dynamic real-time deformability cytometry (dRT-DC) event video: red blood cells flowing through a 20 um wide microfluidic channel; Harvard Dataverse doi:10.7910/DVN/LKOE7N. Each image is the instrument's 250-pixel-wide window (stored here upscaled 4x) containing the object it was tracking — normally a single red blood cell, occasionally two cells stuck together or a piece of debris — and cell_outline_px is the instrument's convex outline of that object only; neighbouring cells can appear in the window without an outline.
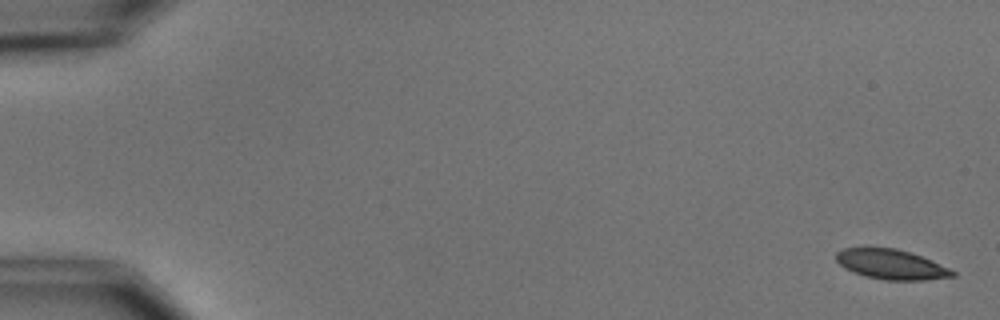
{"species": "common noctule bat (a hibernating species)", "species_latin": "Nyctalus noctula", "temperature_condition": "cold", "stored_images_in_passage": 4, "camera_frame_rate_fps": 3000, "um_per_image_px": 0.085, "animal": {"sex": "male", "body_mass_g": 15.6}, "frame": {"image": 1, "passage_image": 1, "time_ms": 0.0, "image_size_px": [1000, 320], "cell_outline_px": [[956, 276], [924, 280], [884, 280], [864, 276], [852, 272], [844, 268], [836, 260], [836, 252], [844, 248], [864, 244], [868, 244], [896, 248], [932, 260], [956, 272]], "centroid_in_image_um": [75.66, 22.42], "position_along_channel_um": 9.3, "area_um2": 20.98}}